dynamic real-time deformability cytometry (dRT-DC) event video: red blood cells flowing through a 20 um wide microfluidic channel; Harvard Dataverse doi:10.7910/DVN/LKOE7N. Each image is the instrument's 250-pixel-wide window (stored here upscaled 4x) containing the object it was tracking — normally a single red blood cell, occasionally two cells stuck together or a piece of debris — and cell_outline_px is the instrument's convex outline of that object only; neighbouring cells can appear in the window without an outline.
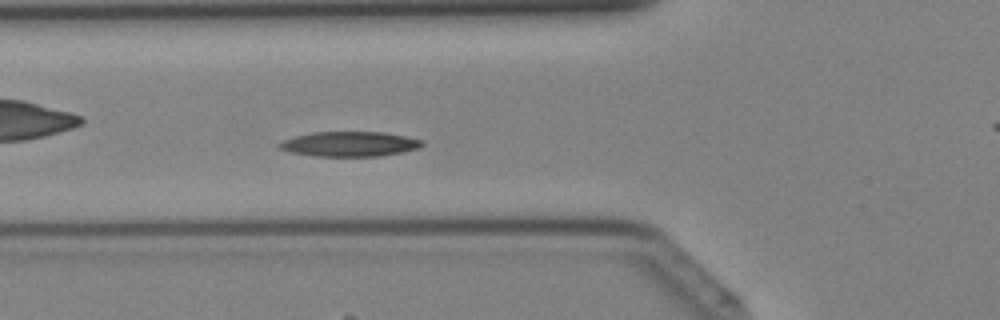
{"species": "Egyptian fruit bat (a non-hibernating species)", "species_latin": "Rousettus aegyptiacus", "temperature_condition": "cold", "stored_images_in_passage": 32, "camera_frame_rate_fps": 3000, "um_per_image_px": 0.085, "animal": {"sex": "female"}, "frame": {"image": 1, "passage_image": 5, "time_ms": 1.333, "image_size_px": [1000, 320], "cell_outline_px": [[424, 144], [420, 148], [404, 152], [376, 156], [312, 156], [292, 152], [280, 148], [276, 144], [280, 140], [312, 132], [380, 132], [404, 136], [424, 140]], "centroid_in_image_um": [29.71, 12.24], "position_along_channel_um": 96.1, "area_um2": 20.75}}
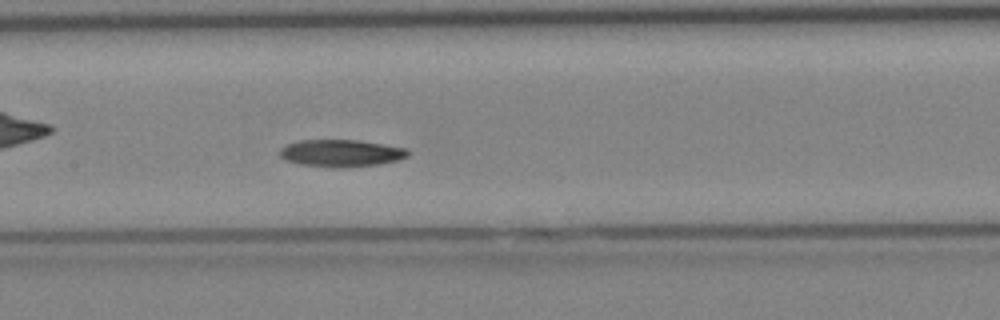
{"frame": {"image": 2, "passage_image": 10, "time_ms": 3.0, "image_size_px": [1000, 320], "cell_outline_px": [[408, 156], [400, 160], [380, 164], [344, 168], [332, 168], [300, 164], [284, 160], [280, 156], [280, 148], [288, 144], [300, 140], [356, 140], [408, 148]], "centroid_in_image_um": [29.0, 13.03], "position_along_channel_um": 178.4, "area_um2": 20.46}}
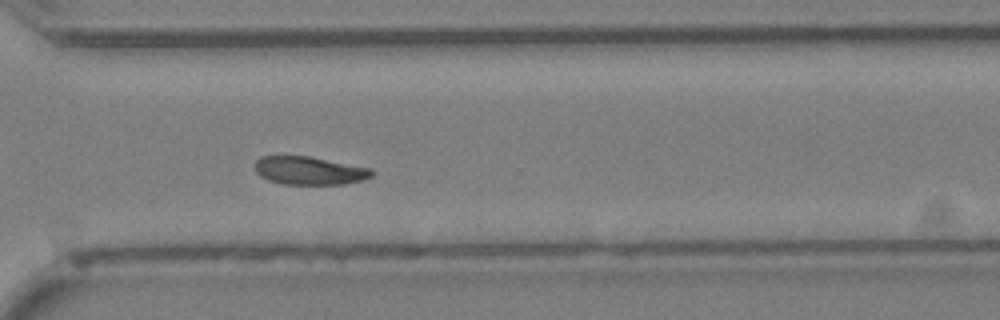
{"frame": {"image": 3, "passage_image": 20, "time_ms": 6.333, "image_size_px": [1000, 320], "cell_outline_px": [[376, 172], [372, 176], [364, 180], [344, 184], [280, 184], [268, 180], [260, 176], [256, 172], [256, 160], [260, 156], [308, 156], [372, 168]], "centroid_in_image_um": [26.33, 14.51], "position_along_channel_um": 344.3, "area_um2": 19.31}}